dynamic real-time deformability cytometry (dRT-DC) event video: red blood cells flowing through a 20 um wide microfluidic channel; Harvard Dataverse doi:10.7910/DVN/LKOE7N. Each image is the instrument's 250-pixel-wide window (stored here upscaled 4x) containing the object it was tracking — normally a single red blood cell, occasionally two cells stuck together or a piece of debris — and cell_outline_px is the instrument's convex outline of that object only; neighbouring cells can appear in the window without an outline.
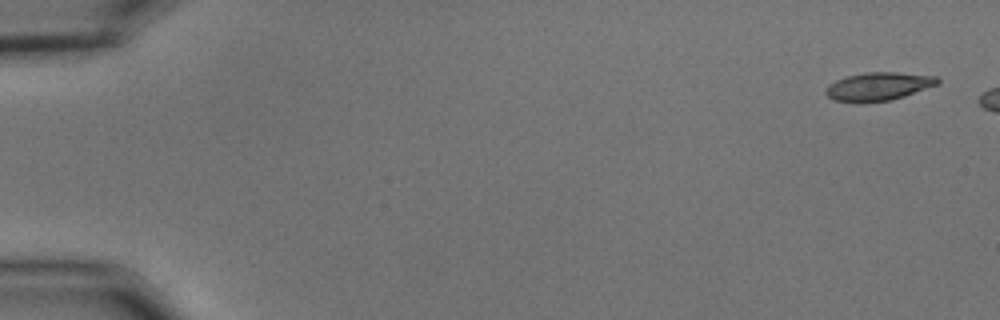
{"species": "common noctule bat (a hibernating species)", "species_latin": "Nyctalus noctula", "temperature_condition": "cold", "stored_images_in_passage": 6, "camera_frame_rate_fps": 3000, "um_per_image_px": 0.085, "animal": {"sex": "male", "body_mass_g": 15.6}, "frame": {"image": 1, "passage_image": 1, "time_ms": 0.0, "image_size_px": [1000, 320], "cell_outline_px": [[940, 80], [936, 84], [904, 96], [888, 100], [832, 100], [824, 92], [828, 84], [836, 80], [848, 76], [864, 72], [896, 72], [936, 76]], "centroid_in_image_um": [74.65, 7.3], "position_along_channel_um": 10.3, "area_um2": 17.63}}